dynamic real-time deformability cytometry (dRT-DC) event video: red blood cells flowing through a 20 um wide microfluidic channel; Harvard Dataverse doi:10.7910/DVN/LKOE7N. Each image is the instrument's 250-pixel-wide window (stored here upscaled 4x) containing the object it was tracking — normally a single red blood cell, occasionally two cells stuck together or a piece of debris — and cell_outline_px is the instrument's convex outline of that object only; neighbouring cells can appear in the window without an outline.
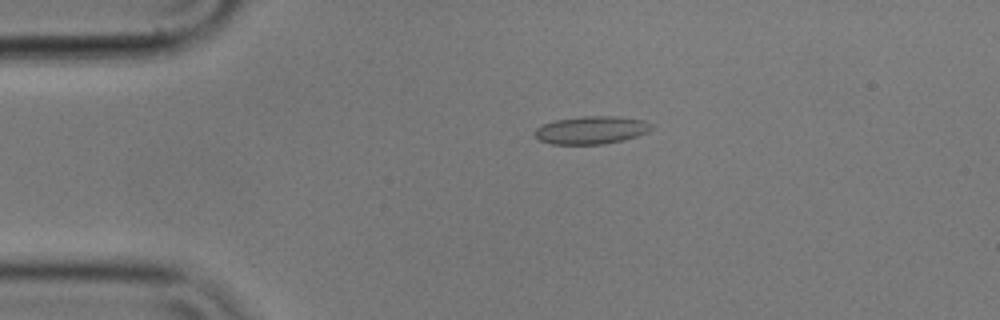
{"species": "common noctule bat (a hibernating species)", "species_latin": "Nyctalus noctula", "temperature_condition": "cold", "stored_images_in_passage": 3, "camera_frame_rate_fps": 3000, "um_per_image_px": 0.085, "animal": {"sex": "male", "body_mass_g": 17.9}, "frame": {"image": 1, "passage_image": 2, "time_ms": 0.333, "image_size_px": [1000, 320], "cell_outline_px": [[652, 128], [648, 132], [624, 140], [604, 144], [552, 144], [540, 140], [532, 132], [536, 128], [544, 124], [556, 120], [580, 116], [616, 116], [644, 120], [652, 124]], "centroid_in_image_um": [50.27, 11.05], "position_along_channel_um": 34.7, "area_um2": 18.96}}